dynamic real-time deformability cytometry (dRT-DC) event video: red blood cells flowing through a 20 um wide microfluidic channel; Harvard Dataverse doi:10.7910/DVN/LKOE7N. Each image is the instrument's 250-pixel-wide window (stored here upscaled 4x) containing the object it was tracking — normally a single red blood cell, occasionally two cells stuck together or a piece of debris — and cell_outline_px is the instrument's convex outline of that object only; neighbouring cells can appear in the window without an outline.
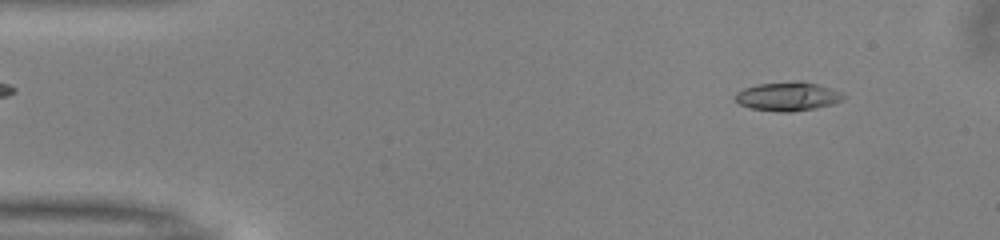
{"species": "common noctule bat (a hibernating species)", "species_latin": "Nyctalus noctula", "temperature_condition": "warm", "stored_images_in_passage": 50, "camera_frame_rate_fps": 3000, "um_per_image_px": 0.085, "animal": {"sex": "male", "body_mass_g": 13.0, "forearm_length_mm": 53.1}, "frame": {"image": 1, "passage_image": 5, "time_ms": 1.333, "image_size_px": [1000, 240], "cell_outline_px": [[848, 96], [844, 100], [832, 104], [816, 108], [792, 112], [780, 112], [752, 108], [740, 104], [736, 100], [736, 92], [744, 88], [756, 84], [796, 80], [800, 80], [832, 88]], "centroid_in_image_um": [67.01, 8.18], "position_along_channel_um": 18.0, "area_um2": 18.38}}
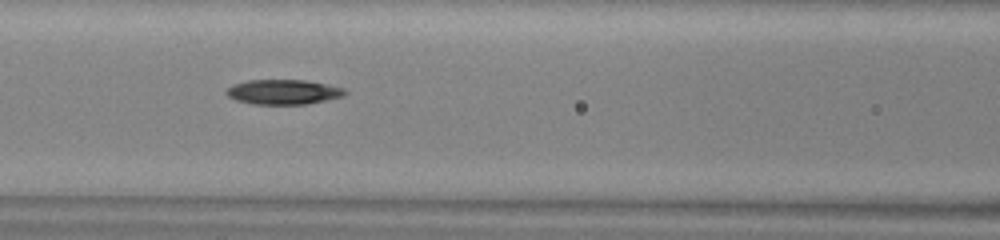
{"frame": {"image": 2, "passage_image": 21, "time_ms": 6.667, "image_size_px": [1000, 240], "cell_outline_px": [[348, 92], [344, 96], [308, 104], [252, 104], [236, 100], [228, 96], [224, 92], [232, 84], [248, 80], [304, 80], [328, 84], [344, 88]], "centroid_in_image_um": [24.09, 7.81], "position_along_channel_um": 142.5, "area_um2": 17.28}}
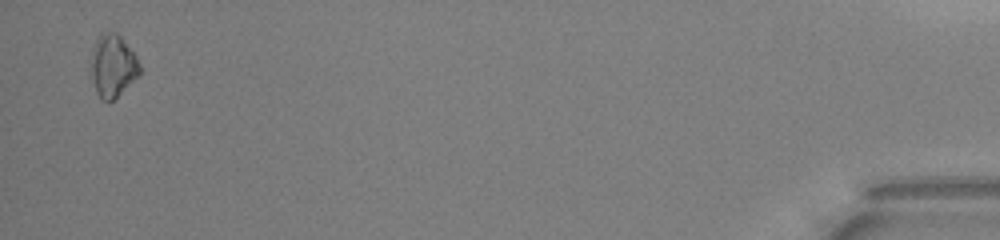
{"frame": {"image": 3, "passage_image": 49, "time_ms": 16.0, "image_size_px": [1000, 240], "cell_outline_px": [[140, 76], [108, 104], [100, 100], [96, 92], [92, 80], [92, 52], [96, 40], [100, 32], [116, 32], [120, 36], [136, 56], [140, 64]], "centroid_in_image_um": [9.6, 5.63], "position_along_channel_um": 425.6, "area_um2": 17.86}, "authors_computed_cell_mechanics": {"area_um2": 17.0799, "velocity_mm_per_s": 4.0506, "shape_relaxation_time_tau1_ms": 4.4459, "shape_relaxation_time_tau2_ms": null, "deformation_change_tau1": 0.1065, "deformation_change_tau2": null}}